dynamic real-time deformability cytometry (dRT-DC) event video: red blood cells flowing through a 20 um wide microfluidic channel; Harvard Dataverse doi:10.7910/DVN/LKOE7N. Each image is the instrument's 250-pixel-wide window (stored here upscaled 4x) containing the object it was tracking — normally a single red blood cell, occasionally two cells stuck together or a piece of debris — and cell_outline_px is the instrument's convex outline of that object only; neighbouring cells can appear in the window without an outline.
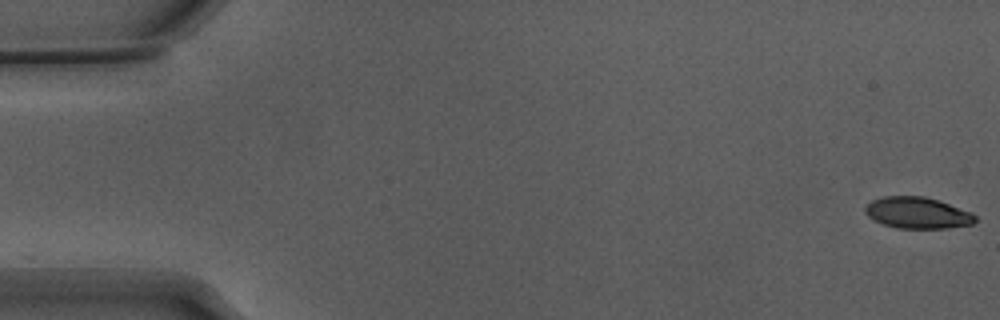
{"species": "Egyptian fruit bat (a non-hibernating species)", "species_latin": "Rousettus aegyptiacus", "temperature_condition": "warm", "stored_images_in_passage": 54, "camera_frame_rate_fps": 3000, "um_per_image_px": 0.085, "animal": {"sex": "male"}, "frame": {"image": 1, "passage_image": 1, "time_ms": 0.0, "image_size_px": [1000, 320], "cell_outline_px": [[976, 220], [972, 224], [944, 228], [896, 228], [884, 224], [868, 216], [864, 212], [864, 208], [872, 200], [884, 196], [924, 196], [972, 212], [976, 216]], "centroid_in_image_um": [77.97, 18.09], "position_along_channel_um": 7.0, "area_um2": 19.88}}
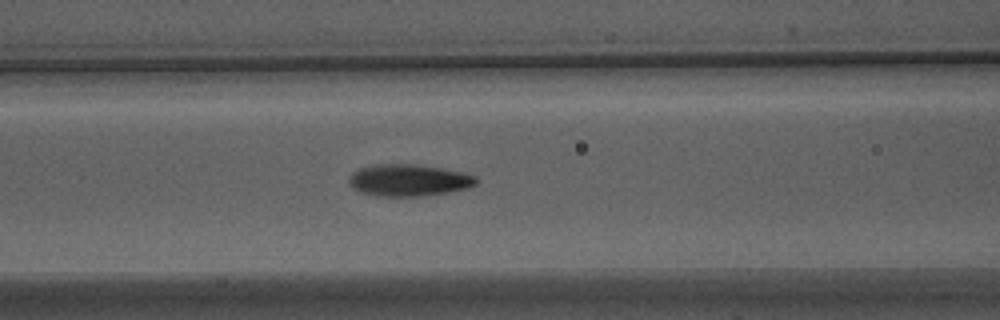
{"frame": {"image": 2, "passage_image": 23, "time_ms": 7.333, "image_size_px": [1000, 320], "cell_outline_px": [[476, 184], [468, 188], [448, 192], [420, 196], [376, 196], [360, 192], [348, 180], [352, 172], [360, 168], [380, 164], [416, 164], [464, 172], [476, 176]], "centroid_in_image_um": [34.76, 15.32], "position_along_channel_um": 131.8, "area_um2": 23.41}}
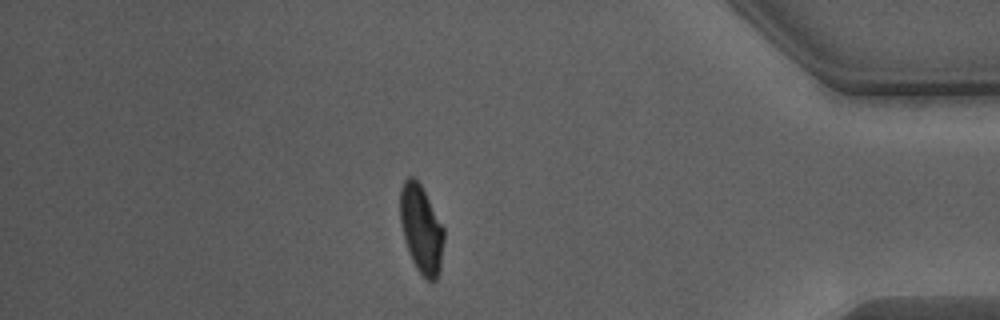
{"frame": {"image": 3, "passage_image": 47, "time_ms": 15.333, "image_size_px": [1000, 320], "cell_outline_px": [[444, 240], [440, 272], [436, 280], [428, 280], [416, 268], [412, 260], [404, 236], [400, 220], [400, 188], [404, 180], [408, 176], [412, 176], [420, 184], [444, 228]], "centroid_in_image_um": [35.81, 19.47], "position_along_channel_um": 399.4, "area_um2": 22.2}, "authors_computed_cell_mechanics": {"area_um2": 22.2819, "velocity_mm_per_s": 3.8323, "shape_relaxation_time_tau1_ms": 2.9911, "shape_relaxation_time_tau2_ms": 1.3495, "deformation_change_tau1": 0.1754, "deformation_change_tau2": 0.0741}}